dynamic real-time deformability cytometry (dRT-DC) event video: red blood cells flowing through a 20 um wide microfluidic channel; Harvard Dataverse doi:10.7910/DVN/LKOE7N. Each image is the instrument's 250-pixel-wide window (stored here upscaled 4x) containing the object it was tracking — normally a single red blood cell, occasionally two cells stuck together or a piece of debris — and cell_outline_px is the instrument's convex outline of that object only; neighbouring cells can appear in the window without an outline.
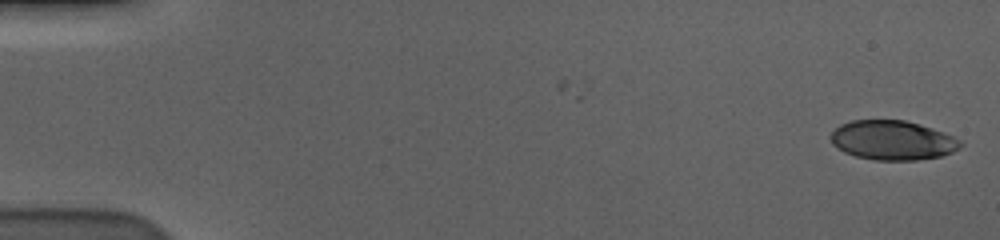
{"species": "human", "species_latin": "Homo sapiens", "temperature_condition": "cold", "stored_images_in_passage": 57, "camera_frame_rate_fps": 3000, "um_per_image_px": 0.085, "donor": {"sex": "male"}, "frame": {"image": 1, "passage_image": 1, "time_ms": 0.0, "image_size_px": [1000, 240], "cell_outline_px": [[964, 144], [960, 148], [952, 152], [940, 156], [916, 160], [872, 160], [856, 156], [844, 152], [832, 144], [828, 136], [840, 124], [852, 120], [904, 120], [920, 124], [944, 132], [960, 140]], "centroid_in_image_um": [75.85, 11.92], "position_along_channel_um": 9.1, "area_um2": 29.94}}
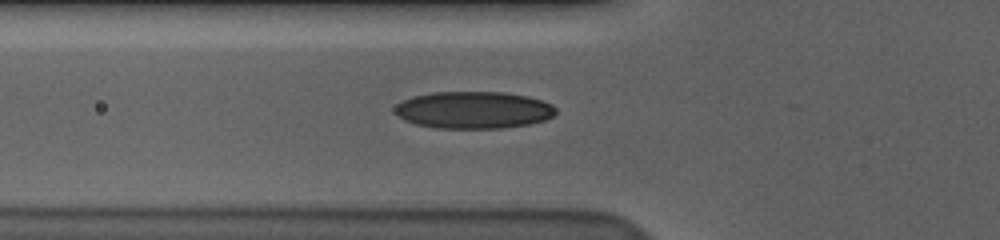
{"frame": {"image": 2, "passage_image": 21, "time_ms": 6.667, "image_size_px": [1000, 240], "cell_outline_px": [[556, 112], [552, 116], [544, 120], [528, 124], [500, 128], [436, 128], [416, 124], [404, 120], [396, 112], [396, 104], [412, 96], [432, 92], [504, 92], [528, 96], [552, 104], [556, 108]], "centroid_in_image_um": [40.25, 9.34], "position_along_channel_um": 85.5, "area_um2": 34.68}}
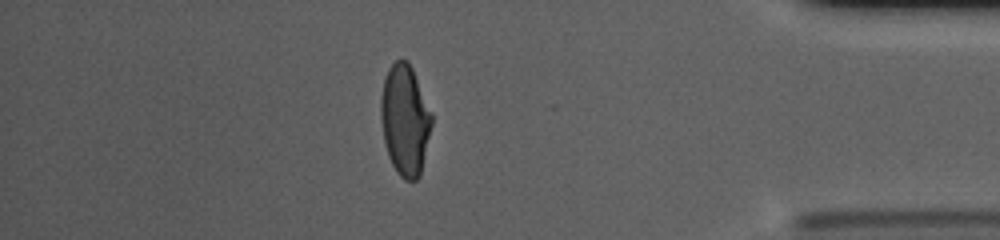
{"frame": {"image": 3, "passage_image": 50, "time_ms": 16.333, "image_size_px": [1000, 240], "cell_outline_px": [[432, 124], [420, 176], [416, 180], [404, 180], [396, 172], [388, 156], [384, 140], [380, 116], [380, 96], [384, 80], [388, 68], [396, 60], [408, 60], [412, 68], [432, 112]], "centroid_in_image_um": [34.42, 10.2], "position_along_channel_um": 400.8, "area_um2": 32.95}, "authors_computed_cell_mechanics": {"area_um2": 33.0038, "velocity_mm_per_s": 3.6064, "shape_relaxation_time_tau1_ms": 4.7892, "shape_relaxation_time_tau2_ms": 1.0148, "deformation_change_tau1": 0.1776, "deformation_change_tau2": 0.0596}}